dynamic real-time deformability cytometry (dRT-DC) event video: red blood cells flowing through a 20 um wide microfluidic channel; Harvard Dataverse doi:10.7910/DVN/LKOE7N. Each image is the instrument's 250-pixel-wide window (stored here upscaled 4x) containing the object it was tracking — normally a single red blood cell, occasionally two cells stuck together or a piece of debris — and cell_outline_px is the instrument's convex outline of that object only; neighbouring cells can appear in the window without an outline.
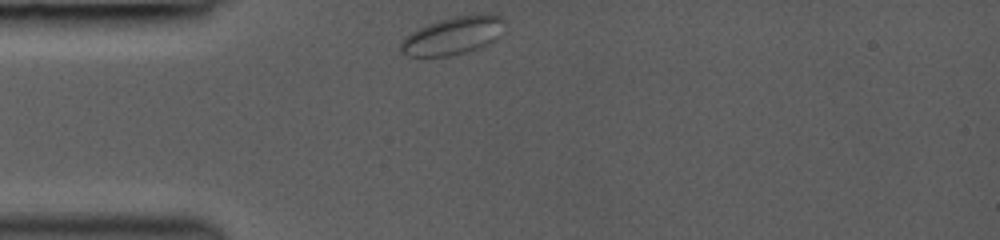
{"species": "common noctule bat (a hibernating species)", "species_latin": "Nyctalus noctula", "temperature_condition": "room temperature", "stored_images_in_passage": 41, "camera_frame_rate_fps": 3000, "um_per_image_px": 0.085, "animal": {"sex": "female", "body_mass_g": 19.0, "forearm_length_mm": 53.3}, "frame": {"image": 1, "passage_image": 1, "time_ms": 0.0, "image_size_px": [1000, 240], "cell_outline_px": [[504, 32], [496, 40], [488, 44], [464, 52], [448, 56], [408, 56], [400, 48], [400, 44], [412, 32], [428, 24], [440, 20], [456, 16], [500, 16], [504, 20]], "centroid_in_image_um": [38.53, 3.05], "position_along_channel_um": 46.5, "area_um2": 22.14}}
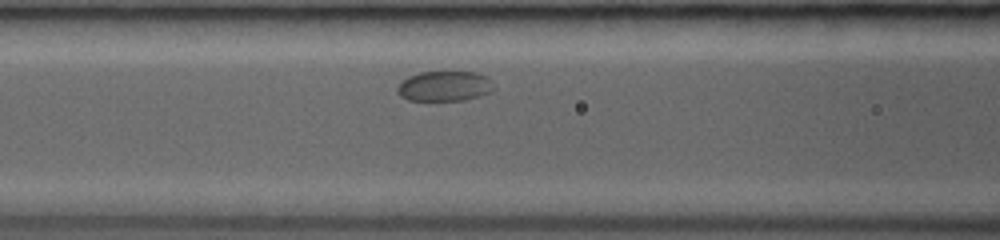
{"frame": {"image": 2, "passage_image": 12, "time_ms": 2.667, "image_size_px": [1000, 240], "cell_outline_px": [[496, 88], [480, 96], [464, 100], [408, 100], [400, 96], [396, 92], [396, 88], [408, 76], [420, 72], [476, 72], [488, 76], [492, 80]], "centroid_in_image_um": [37.81, 7.32], "position_along_channel_um": 128.8, "area_um2": 17.05}}
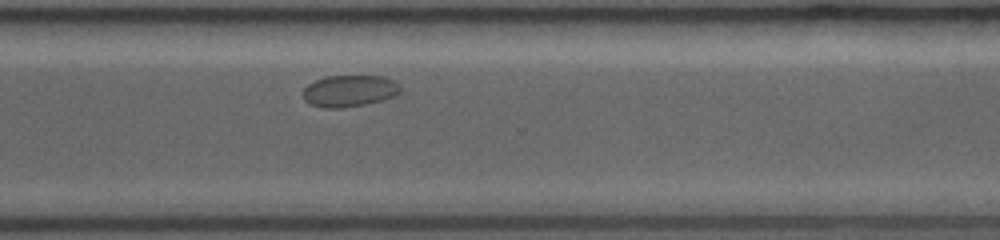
{"frame": {"image": 3, "passage_image": 38, "time_ms": 8.333, "image_size_px": [1000, 240], "cell_outline_px": [[400, 92], [392, 96], [380, 100], [364, 104], [340, 108], [324, 108], [308, 104], [304, 100], [304, 88], [308, 84], [316, 80], [328, 76], [384, 76], [392, 80], [400, 88]], "centroid_in_image_um": [29.65, 7.73], "position_along_channel_um": 341.0, "area_um2": 17.69}}